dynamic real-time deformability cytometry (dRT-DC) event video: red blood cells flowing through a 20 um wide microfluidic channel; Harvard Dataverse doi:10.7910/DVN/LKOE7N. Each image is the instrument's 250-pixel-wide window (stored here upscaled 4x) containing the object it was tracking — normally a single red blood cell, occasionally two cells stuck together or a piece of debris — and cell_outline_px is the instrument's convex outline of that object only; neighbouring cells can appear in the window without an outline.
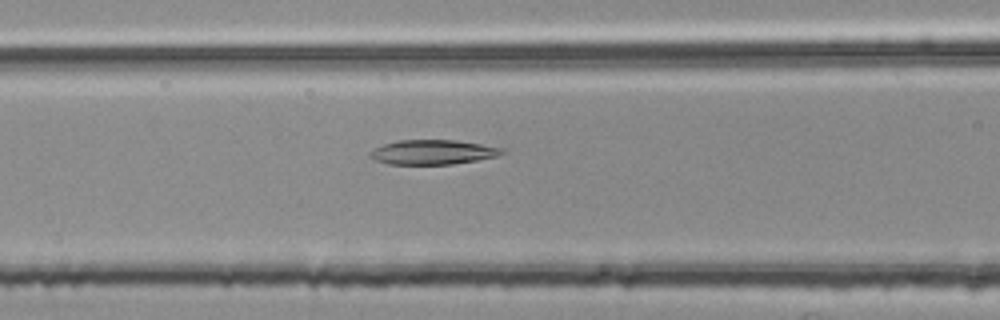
{"species": "common noctule bat (a hibernating species)", "species_latin": "Nyctalus noctula", "temperature_condition": "room temperature", "stored_images_in_passage": 39, "camera_frame_rate_fps": 3000, "um_per_image_px": 0.085, "animal": {"sex": "female", "body_mass_g": 25.1}, "frame": {"image": 1, "passage_image": 7, "time_ms": 2.0, "image_size_px": [1000, 320], "cell_outline_px": [[504, 152], [496, 156], [476, 160], [452, 164], [388, 164], [376, 160], [368, 156], [368, 152], [384, 144], [396, 140], [456, 140], [504, 148]], "centroid_in_image_um": [36.75, 12.93], "position_along_channel_um": 129.8, "area_um2": 18.79}}
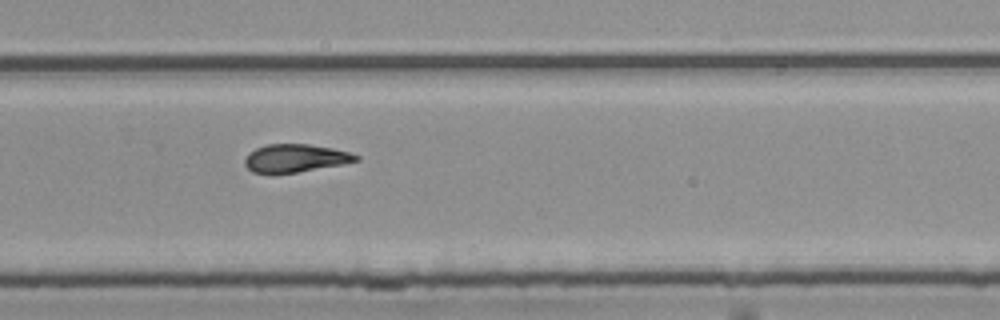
{"frame": {"image": 2, "passage_image": 21, "time_ms": 6.667, "image_size_px": [1000, 320], "cell_outline_px": [[360, 160], [344, 164], [272, 176], [252, 172], [244, 164], [244, 160], [248, 152], [256, 148], [268, 144], [308, 144], [332, 148], [348, 152], [360, 156]], "centroid_in_image_um": [25.05, 13.47], "position_along_channel_um": 304.8, "area_um2": 18.55}}
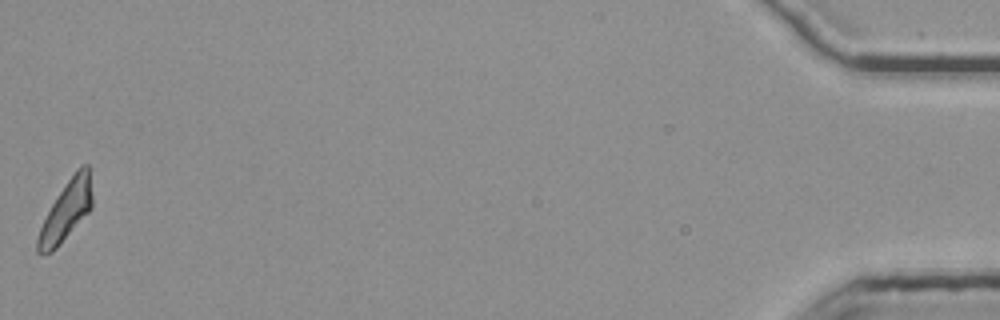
{"frame": {"image": 3, "passage_image": 39, "time_ms": 12.667, "image_size_px": [1000, 320], "cell_outline_px": [[92, 208], [60, 244], [52, 252], [36, 252], [36, 240], [40, 228], [52, 204], [76, 168], [80, 164], [88, 164], [92, 196]], "centroid_in_image_um": [5.64, 17.9], "position_along_channel_um": 429.6, "area_um2": 18.5}, "authors_computed_cell_mechanics": {"area_um2": 18.7272, "velocity_mm_per_s": 3.756, "shape_relaxation_time_tau1_ms": null, "shape_relaxation_time_tau2_ms": 3.631, "deformation_change_tau1": null, "deformation_change_tau2": 0.1092}}